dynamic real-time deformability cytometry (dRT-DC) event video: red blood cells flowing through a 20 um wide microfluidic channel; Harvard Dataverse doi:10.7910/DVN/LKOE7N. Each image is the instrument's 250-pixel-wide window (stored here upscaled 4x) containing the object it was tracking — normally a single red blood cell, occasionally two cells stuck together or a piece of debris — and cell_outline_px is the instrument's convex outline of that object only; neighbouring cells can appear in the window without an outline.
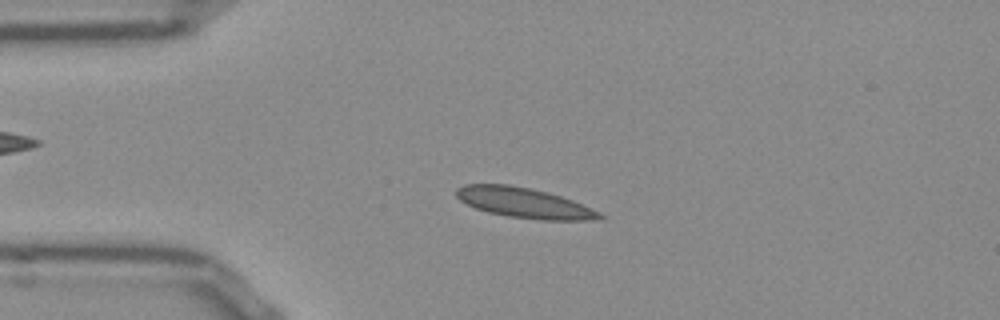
{"species": "Egyptian fruit bat (a non-hibernating species)", "species_latin": "Rousettus aegyptiacus", "temperature_condition": "room temperature", "stored_images_in_passage": 51, "camera_frame_rate_fps": 3000, "um_per_image_px": 0.085, "frame": {"image": 1, "passage_image": 11, "time_ms": 3.333, "image_size_px": [1000, 320], "cell_outline_px": [[604, 220], [540, 220], [508, 216], [488, 212], [476, 208], [460, 200], [456, 196], [456, 188], [464, 184], [508, 184], [548, 192], [572, 200], [600, 212], [604, 216]], "centroid_in_image_um": [44.57, 17.25], "position_along_channel_um": 40.4, "area_um2": 25.14}}
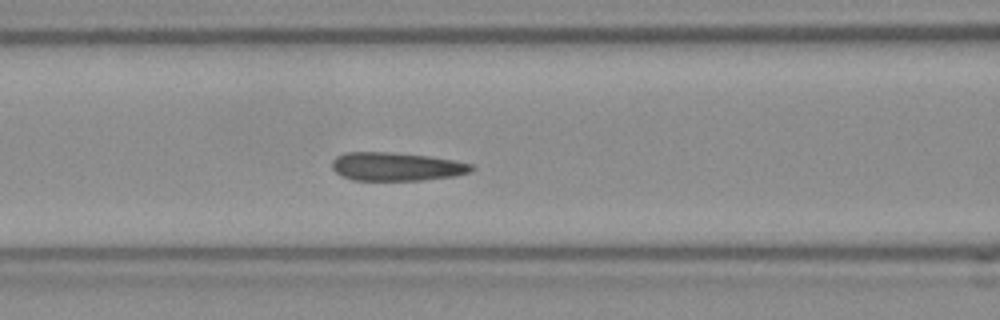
{"frame": {"image": 2, "passage_image": 20, "time_ms": 6.333, "image_size_px": [1000, 320], "cell_outline_px": [[476, 168], [468, 172], [452, 176], [420, 180], [352, 180], [340, 176], [332, 168], [332, 160], [336, 156], [344, 152], [388, 152], [428, 156], [476, 164]], "centroid_in_image_um": [33.66, 14.16], "position_along_channel_um": 132.9, "area_um2": 23.12}}
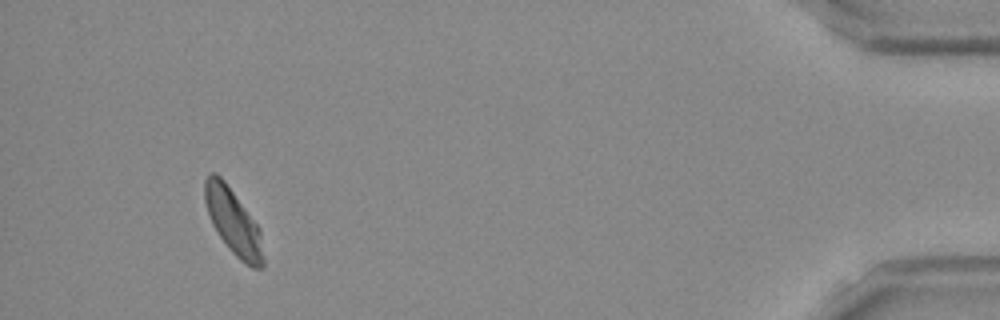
{"frame": {"image": 3, "passage_image": 48, "time_ms": 15.667, "image_size_px": [1000, 320], "cell_outline_px": [[264, 268], [252, 268], [244, 264], [232, 252], [220, 236], [212, 224], [204, 200], [204, 180], [208, 172], [216, 172], [224, 180], [260, 228], [264, 256]], "centroid_in_image_um": [19.83, 18.85], "position_along_channel_um": 415.4, "area_um2": 22.43}}